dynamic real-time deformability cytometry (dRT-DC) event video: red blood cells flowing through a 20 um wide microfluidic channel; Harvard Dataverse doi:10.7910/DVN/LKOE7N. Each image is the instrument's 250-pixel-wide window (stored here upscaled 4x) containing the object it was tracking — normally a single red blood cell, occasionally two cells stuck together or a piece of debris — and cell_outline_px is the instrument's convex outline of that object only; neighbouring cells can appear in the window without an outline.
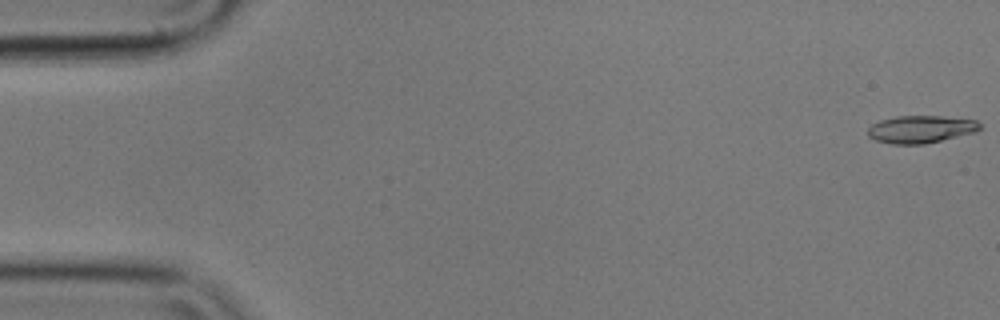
{"species": "common noctule bat (a hibernating species)", "species_latin": "Nyctalus noctula", "temperature_condition": "cold", "stored_images_in_passage": 6, "camera_frame_rate_fps": 3000, "um_per_image_px": 0.085, "animal": {"sex": "male", "body_mass_g": 17.9}, "frame": {"image": 1, "passage_image": 1, "time_ms": 0.0, "image_size_px": [1000, 320], "cell_outline_px": [[980, 128], [976, 132], [924, 144], [892, 144], [876, 140], [868, 136], [868, 128], [872, 124], [880, 120], [896, 116], [944, 116], [976, 120], [980, 124]], "centroid_in_image_um": [78.26, 10.98], "position_along_channel_um": 6.7, "area_um2": 17.92}}
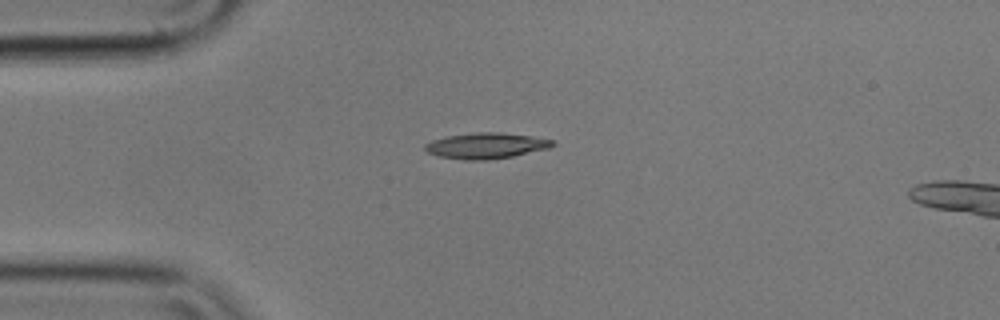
{"frame": {"image": 2, "passage_image": 5, "time_ms": 1.333, "image_size_px": [1000, 320], "cell_outline_px": [[556, 144], [548, 148], [512, 156], [488, 160], [464, 160], [440, 156], [428, 152], [424, 148], [424, 144], [432, 140], [448, 136], [476, 132], [500, 132], [532, 136], [556, 140]], "centroid_in_image_um": [41.34, 12.38], "position_along_channel_um": 43.7, "area_um2": 19.13}}